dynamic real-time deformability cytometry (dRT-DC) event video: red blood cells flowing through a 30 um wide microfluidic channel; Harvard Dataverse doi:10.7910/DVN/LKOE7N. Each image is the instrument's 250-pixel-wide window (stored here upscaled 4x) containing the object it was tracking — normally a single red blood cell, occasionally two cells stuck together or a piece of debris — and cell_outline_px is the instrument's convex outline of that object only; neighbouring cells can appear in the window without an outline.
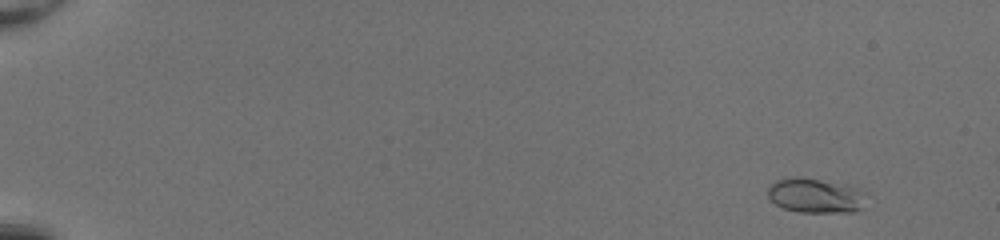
{"species": "common noctule bat (a hibernating species)", "species_latin": "Nyctalus noctula", "temperature_condition": "room temperature", "stored_images_in_passage": 53, "camera_frame_rate_fps": 3000, "um_per_image_px": 0.085, "animal": {"sex": "female", "body_mass_g": 20.0, "forearm_length_mm": 54.0}, "frame": {"image": 1, "passage_image": 6, "time_ms": 1.667, "image_size_px": [1000, 240], "cell_outline_px": [[868, 192], [864, 208], [852, 212], [800, 212], [784, 208], [776, 204], [768, 196], [768, 188], [776, 180], [800, 176], [848, 184]], "centroid_in_image_um": [69.41, 16.62], "position_along_channel_um": 15.6, "area_um2": 20.29}}
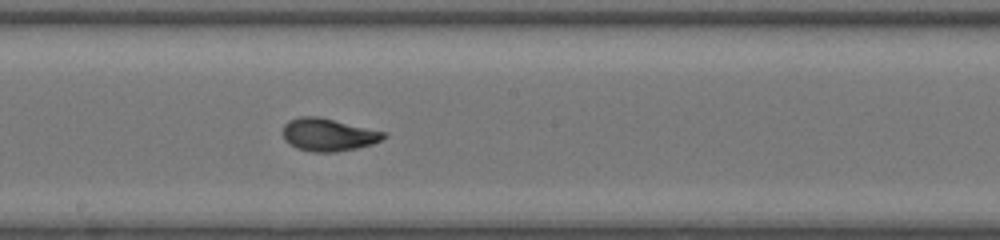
{"frame": {"image": 2, "passage_image": 33, "time_ms": 10.667, "image_size_px": [1000, 240], "cell_outline_px": [[388, 136], [372, 144], [356, 148], [336, 152], [312, 152], [296, 148], [284, 140], [284, 124], [288, 120], [300, 116], [320, 116], [388, 132]], "centroid_in_image_um": [27.93, 11.44], "position_along_channel_um": 220.3, "area_um2": 19.48}}
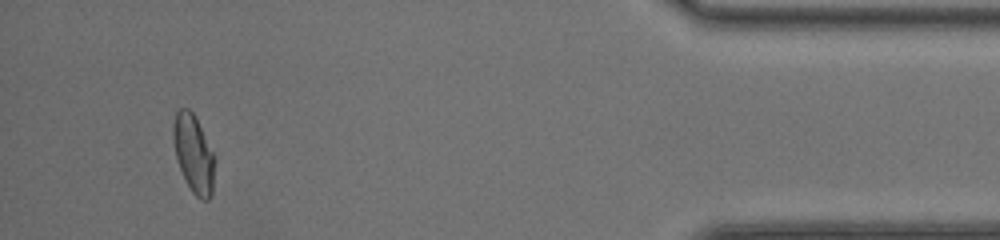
{"frame": {"image": 3, "passage_image": 51, "time_ms": 16.667, "image_size_px": [1000, 240], "cell_outline_px": [[216, 160], [212, 196], [208, 200], [200, 200], [192, 192], [180, 168], [176, 156], [172, 140], [172, 124], [176, 112], [180, 108], [188, 108], [192, 112]], "centroid_in_image_um": [16.45, 13.1], "position_along_channel_um": 418.7, "area_um2": 18.73}, "authors_computed_cell_mechanics": {"area_um2": 19.0162, "velocity_mm_per_s": 4.2047, "shape_relaxation_time_tau1_ms": 3.2504, "shape_relaxation_time_tau2_ms": 0.6849, "deformation_change_tau1": 0.1682, "deformation_change_tau2": 0.0492}}